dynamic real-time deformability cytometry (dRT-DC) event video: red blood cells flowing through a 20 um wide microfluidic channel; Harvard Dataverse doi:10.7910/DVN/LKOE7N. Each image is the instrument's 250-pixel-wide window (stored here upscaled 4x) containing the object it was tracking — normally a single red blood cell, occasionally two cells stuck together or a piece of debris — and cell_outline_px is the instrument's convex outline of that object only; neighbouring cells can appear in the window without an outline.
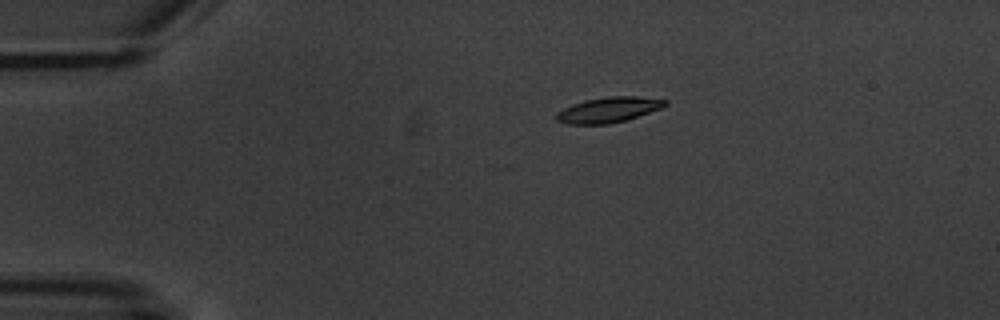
{"species": "common noctule bat (a hibernating species)", "species_latin": "Nyctalus noctula", "temperature_condition": "warm", "stored_images_in_passage": 6, "camera_frame_rate_fps": 3000, "um_per_image_px": 0.085, "animal": {"sex": "male", "body_mass_g": 20.1, "forearm_length_mm": 53.5}, "frame": {"image": 1, "passage_image": 3, "time_ms": 3.333, "image_size_px": [1000, 320], "cell_outline_px": [[668, 104], [660, 108], [624, 120], [608, 124], [568, 124], [556, 120], [556, 112], [572, 104], [584, 100], [608, 96], [636, 96], [668, 100]], "centroid_in_image_um": [51.69, 9.32], "position_along_channel_um": 33.3, "area_um2": 15.9}}
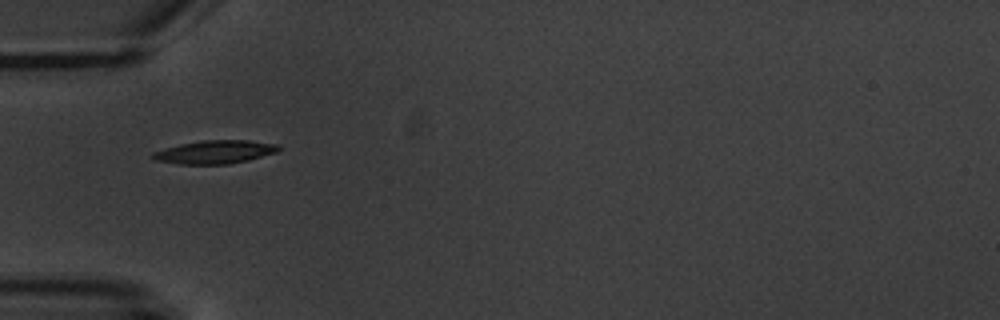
{"frame": {"image": 2, "passage_image": 5, "time_ms": 5.667, "image_size_px": [1000, 320], "cell_outline_px": [[280, 148], [276, 152], [248, 160], [228, 164], [180, 164], [156, 160], [152, 156], [152, 152], [164, 148], [180, 144], [200, 140], [248, 140], [280, 144]], "centroid_in_image_um": [18.28, 12.91], "position_along_channel_um": 66.7, "area_um2": 17.05}}